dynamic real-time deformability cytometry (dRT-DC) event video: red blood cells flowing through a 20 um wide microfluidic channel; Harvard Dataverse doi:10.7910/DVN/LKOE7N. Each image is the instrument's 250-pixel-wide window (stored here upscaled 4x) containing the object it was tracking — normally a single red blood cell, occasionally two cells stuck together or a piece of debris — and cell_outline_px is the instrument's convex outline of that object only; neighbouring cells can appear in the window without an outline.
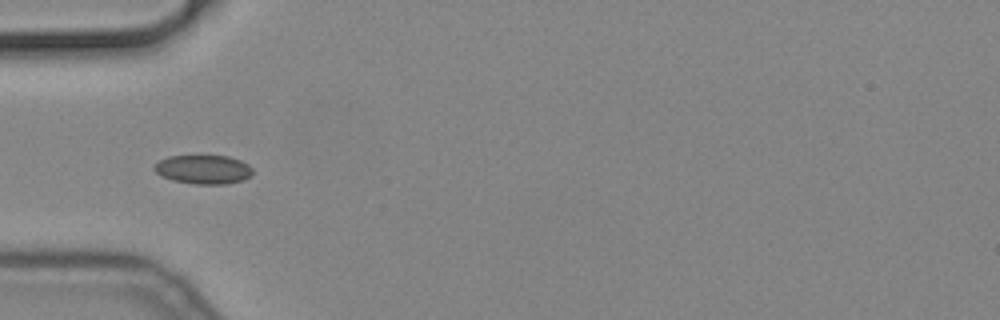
{"species": "common noctule bat (a hibernating species)", "species_latin": "Nyctalus noctula", "temperature_condition": "cold", "stored_images_in_passage": 13, "camera_frame_rate_fps": 3000, "um_per_image_px": 0.085, "animal": {"sex": "male", "body_mass_g": 19.2, "forearm_length_mm": 51.8}, "frame": {"image": 1, "passage_image": 6, "time_ms": 1.667, "image_size_px": [1000, 320], "cell_outline_px": [[252, 172], [244, 180], [224, 184], [196, 184], [172, 180], [160, 176], [152, 168], [160, 160], [168, 156], [228, 156], [240, 160], [248, 164], [252, 168]], "centroid_in_image_um": [17.27, 14.4], "position_along_channel_um": 67.7, "area_um2": 16.53}}